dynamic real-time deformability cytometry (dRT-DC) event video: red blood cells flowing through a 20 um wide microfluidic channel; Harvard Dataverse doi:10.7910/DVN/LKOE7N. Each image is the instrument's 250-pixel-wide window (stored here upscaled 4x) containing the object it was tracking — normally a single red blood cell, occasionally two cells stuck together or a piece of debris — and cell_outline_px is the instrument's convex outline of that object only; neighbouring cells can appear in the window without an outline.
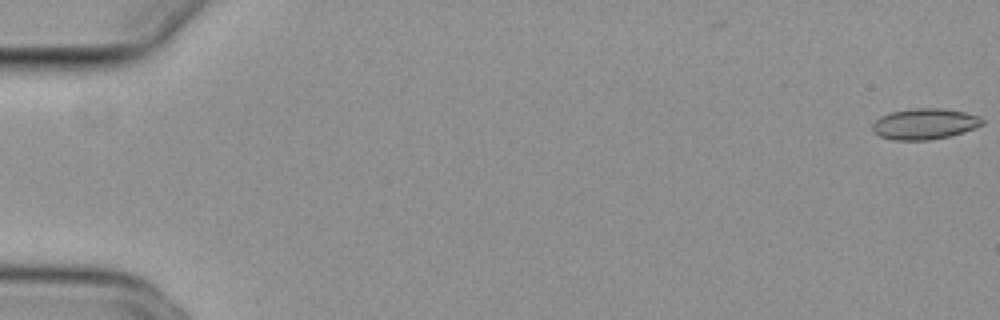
{"species": "common noctule bat (a hibernating species)", "species_latin": "Nyctalus noctula", "temperature_condition": "cold", "stored_images_in_passage": 19, "camera_frame_rate_fps": 3000, "um_per_image_px": 0.085, "animal": {"sex": "female", "body_mass_g": 29.2, "forearm_length_mm": 56.3}, "frame": {"image": 1, "passage_image": 1, "time_ms": 0.0, "image_size_px": [1000, 320], "cell_outline_px": [[984, 124], [964, 132], [948, 136], [928, 140], [896, 140], [880, 136], [872, 132], [872, 124], [880, 116], [892, 112], [912, 108], [940, 108], [964, 112], [980, 116], [984, 120]], "centroid_in_image_um": [78.59, 10.53], "position_along_channel_um": 6.4, "area_um2": 19.77}}